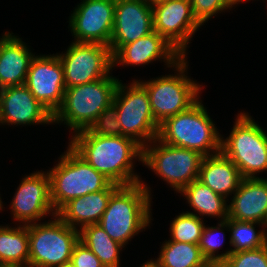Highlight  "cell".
Here are the masks:
<instances>
[{
    "mask_svg": "<svg viewBox=\"0 0 267 267\" xmlns=\"http://www.w3.org/2000/svg\"><path fill=\"white\" fill-rule=\"evenodd\" d=\"M71 137L69 146L112 183L124 186L142 182L134 173V159L142 162L143 147L133 138L107 127L85 129Z\"/></svg>",
    "mask_w": 267,
    "mask_h": 267,
    "instance_id": "obj_1",
    "label": "cell"
},
{
    "mask_svg": "<svg viewBox=\"0 0 267 267\" xmlns=\"http://www.w3.org/2000/svg\"><path fill=\"white\" fill-rule=\"evenodd\" d=\"M111 74L100 80L66 88L63 103L53 115V123L64 122L73 133L106 127L120 82Z\"/></svg>",
    "mask_w": 267,
    "mask_h": 267,
    "instance_id": "obj_2",
    "label": "cell"
},
{
    "mask_svg": "<svg viewBox=\"0 0 267 267\" xmlns=\"http://www.w3.org/2000/svg\"><path fill=\"white\" fill-rule=\"evenodd\" d=\"M151 188L143 182L119 186L111 195L99 225L123 245L152 222Z\"/></svg>",
    "mask_w": 267,
    "mask_h": 267,
    "instance_id": "obj_3",
    "label": "cell"
},
{
    "mask_svg": "<svg viewBox=\"0 0 267 267\" xmlns=\"http://www.w3.org/2000/svg\"><path fill=\"white\" fill-rule=\"evenodd\" d=\"M132 81L124 85L120 80L106 127L144 147L157 138L160 124L152 114L146 88L138 80Z\"/></svg>",
    "mask_w": 267,
    "mask_h": 267,
    "instance_id": "obj_4",
    "label": "cell"
},
{
    "mask_svg": "<svg viewBox=\"0 0 267 267\" xmlns=\"http://www.w3.org/2000/svg\"><path fill=\"white\" fill-rule=\"evenodd\" d=\"M157 138L171 146L198 151L203 156L221 152L222 136L200 99L189 109L166 118L159 125Z\"/></svg>",
    "mask_w": 267,
    "mask_h": 267,
    "instance_id": "obj_5",
    "label": "cell"
},
{
    "mask_svg": "<svg viewBox=\"0 0 267 267\" xmlns=\"http://www.w3.org/2000/svg\"><path fill=\"white\" fill-rule=\"evenodd\" d=\"M50 198L57 213L66 203L107 189L112 182L83 160L69 145L59 161L47 171Z\"/></svg>",
    "mask_w": 267,
    "mask_h": 267,
    "instance_id": "obj_6",
    "label": "cell"
},
{
    "mask_svg": "<svg viewBox=\"0 0 267 267\" xmlns=\"http://www.w3.org/2000/svg\"><path fill=\"white\" fill-rule=\"evenodd\" d=\"M187 63V58L183 57L172 68L176 71L174 74L154 77L148 81L138 80L148 92L152 114L159 124L189 109L201 99L199 94L203 85L187 76Z\"/></svg>",
    "mask_w": 267,
    "mask_h": 267,
    "instance_id": "obj_7",
    "label": "cell"
},
{
    "mask_svg": "<svg viewBox=\"0 0 267 267\" xmlns=\"http://www.w3.org/2000/svg\"><path fill=\"white\" fill-rule=\"evenodd\" d=\"M236 116L228 137L222 136L221 152L238 167L243 178H263L257 174L267 171V134L248 112Z\"/></svg>",
    "mask_w": 267,
    "mask_h": 267,
    "instance_id": "obj_8",
    "label": "cell"
},
{
    "mask_svg": "<svg viewBox=\"0 0 267 267\" xmlns=\"http://www.w3.org/2000/svg\"><path fill=\"white\" fill-rule=\"evenodd\" d=\"M203 158L198 151L171 146L156 138L143 147L142 164L180 193L198 180Z\"/></svg>",
    "mask_w": 267,
    "mask_h": 267,
    "instance_id": "obj_9",
    "label": "cell"
},
{
    "mask_svg": "<svg viewBox=\"0 0 267 267\" xmlns=\"http://www.w3.org/2000/svg\"><path fill=\"white\" fill-rule=\"evenodd\" d=\"M51 219L28 224V263L33 267H58L70 262L73 248L79 241L78 230L57 215Z\"/></svg>",
    "mask_w": 267,
    "mask_h": 267,
    "instance_id": "obj_10",
    "label": "cell"
},
{
    "mask_svg": "<svg viewBox=\"0 0 267 267\" xmlns=\"http://www.w3.org/2000/svg\"><path fill=\"white\" fill-rule=\"evenodd\" d=\"M57 55L64 68L66 88L100 80L113 70L112 53L104 44L73 41L65 53Z\"/></svg>",
    "mask_w": 267,
    "mask_h": 267,
    "instance_id": "obj_11",
    "label": "cell"
},
{
    "mask_svg": "<svg viewBox=\"0 0 267 267\" xmlns=\"http://www.w3.org/2000/svg\"><path fill=\"white\" fill-rule=\"evenodd\" d=\"M152 10L154 31L187 57L188 44L202 27L193 15L190 0H164L152 5Z\"/></svg>",
    "mask_w": 267,
    "mask_h": 267,
    "instance_id": "obj_12",
    "label": "cell"
},
{
    "mask_svg": "<svg viewBox=\"0 0 267 267\" xmlns=\"http://www.w3.org/2000/svg\"><path fill=\"white\" fill-rule=\"evenodd\" d=\"M114 15L115 0H81L69 17L73 41L109 46Z\"/></svg>",
    "mask_w": 267,
    "mask_h": 267,
    "instance_id": "obj_13",
    "label": "cell"
},
{
    "mask_svg": "<svg viewBox=\"0 0 267 267\" xmlns=\"http://www.w3.org/2000/svg\"><path fill=\"white\" fill-rule=\"evenodd\" d=\"M9 208L19 225L37 223L50 214L56 215L50 198L48 173L41 170L22 178Z\"/></svg>",
    "mask_w": 267,
    "mask_h": 267,
    "instance_id": "obj_14",
    "label": "cell"
},
{
    "mask_svg": "<svg viewBox=\"0 0 267 267\" xmlns=\"http://www.w3.org/2000/svg\"><path fill=\"white\" fill-rule=\"evenodd\" d=\"M24 85L54 115L63 103L66 89L64 68L57 53L35 55Z\"/></svg>",
    "mask_w": 267,
    "mask_h": 267,
    "instance_id": "obj_15",
    "label": "cell"
},
{
    "mask_svg": "<svg viewBox=\"0 0 267 267\" xmlns=\"http://www.w3.org/2000/svg\"><path fill=\"white\" fill-rule=\"evenodd\" d=\"M153 31L152 5L144 0H115L114 26L109 44L112 56L123 45Z\"/></svg>",
    "mask_w": 267,
    "mask_h": 267,
    "instance_id": "obj_16",
    "label": "cell"
},
{
    "mask_svg": "<svg viewBox=\"0 0 267 267\" xmlns=\"http://www.w3.org/2000/svg\"><path fill=\"white\" fill-rule=\"evenodd\" d=\"M53 124V114L25 85L0 89V125Z\"/></svg>",
    "mask_w": 267,
    "mask_h": 267,
    "instance_id": "obj_17",
    "label": "cell"
},
{
    "mask_svg": "<svg viewBox=\"0 0 267 267\" xmlns=\"http://www.w3.org/2000/svg\"><path fill=\"white\" fill-rule=\"evenodd\" d=\"M182 58L183 56L156 31L123 45L112 56L113 68L118 64L144 66L156 60L165 62L167 68H173Z\"/></svg>",
    "mask_w": 267,
    "mask_h": 267,
    "instance_id": "obj_18",
    "label": "cell"
},
{
    "mask_svg": "<svg viewBox=\"0 0 267 267\" xmlns=\"http://www.w3.org/2000/svg\"><path fill=\"white\" fill-rule=\"evenodd\" d=\"M228 205V218L267 227V178H243Z\"/></svg>",
    "mask_w": 267,
    "mask_h": 267,
    "instance_id": "obj_19",
    "label": "cell"
},
{
    "mask_svg": "<svg viewBox=\"0 0 267 267\" xmlns=\"http://www.w3.org/2000/svg\"><path fill=\"white\" fill-rule=\"evenodd\" d=\"M34 56L22 38L5 32L0 37V89L24 85Z\"/></svg>",
    "mask_w": 267,
    "mask_h": 267,
    "instance_id": "obj_20",
    "label": "cell"
},
{
    "mask_svg": "<svg viewBox=\"0 0 267 267\" xmlns=\"http://www.w3.org/2000/svg\"><path fill=\"white\" fill-rule=\"evenodd\" d=\"M118 187L119 185L112 183L105 190L77 197L66 203L56 215L78 231L85 226L99 223L112 193Z\"/></svg>",
    "mask_w": 267,
    "mask_h": 267,
    "instance_id": "obj_21",
    "label": "cell"
},
{
    "mask_svg": "<svg viewBox=\"0 0 267 267\" xmlns=\"http://www.w3.org/2000/svg\"><path fill=\"white\" fill-rule=\"evenodd\" d=\"M242 179L238 167L222 152L204 156L198 180L216 194L229 198L237 191Z\"/></svg>",
    "mask_w": 267,
    "mask_h": 267,
    "instance_id": "obj_22",
    "label": "cell"
},
{
    "mask_svg": "<svg viewBox=\"0 0 267 267\" xmlns=\"http://www.w3.org/2000/svg\"><path fill=\"white\" fill-rule=\"evenodd\" d=\"M181 196L185 197L187 203L192 210L187 213L196 215L200 218L216 217L219 221L228 218V199L216 194L208 186L202 184L199 180H195L186 186L181 192ZM196 212V213H195ZM198 213V214H197Z\"/></svg>",
    "mask_w": 267,
    "mask_h": 267,
    "instance_id": "obj_23",
    "label": "cell"
},
{
    "mask_svg": "<svg viewBox=\"0 0 267 267\" xmlns=\"http://www.w3.org/2000/svg\"><path fill=\"white\" fill-rule=\"evenodd\" d=\"M28 261V225H0V266L24 265Z\"/></svg>",
    "mask_w": 267,
    "mask_h": 267,
    "instance_id": "obj_24",
    "label": "cell"
},
{
    "mask_svg": "<svg viewBox=\"0 0 267 267\" xmlns=\"http://www.w3.org/2000/svg\"><path fill=\"white\" fill-rule=\"evenodd\" d=\"M153 267H201L207 260L198 244L165 240L157 259L148 260Z\"/></svg>",
    "mask_w": 267,
    "mask_h": 267,
    "instance_id": "obj_25",
    "label": "cell"
},
{
    "mask_svg": "<svg viewBox=\"0 0 267 267\" xmlns=\"http://www.w3.org/2000/svg\"><path fill=\"white\" fill-rule=\"evenodd\" d=\"M79 240L99 259L104 267H119L123 245L113 240L98 223L83 227Z\"/></svg>",
    "mask_w": 267,
    "mask_h": 267,
    "instance_id": "obj_26",
    "label": "cell"
},
{
    "mask_svg": "<svg viewBox=\"0 0 267 267\" xmlns=\"http://www.w3.org/2000/svg\"><path fill=\"white\" fill-rule=\"evenodd\" d=\"M230 232V246L225 253L222 254V262L225 261L231 253L239 251L254 250L267 244V227L265 224L252 221H239L227 218ZM256 225L262 229H255Z\"/></svg>",
    "mask_w": 267,
    "mask_h": 267,
    "instance_id": "obj_27",
    "label": "cell"
},
{
    "mask_svg": "<svg viewBox=\"0 0 267 267\" xmlns=\"http://www.w3.org/2000/svg\"><path fill=\"white\" fill-rule=\"evenodd\" d=\"M204 226L202 218L182 212L170 224V240L198 244Z\"/></svg>",
    "mask_w": 267,
    "mask_h": 267,
    "instance_id": "obj_28",
    "label": "cell"
},
{
    "mask_svg": "<svg viewBox=\"0 0 267 267\" xmlns=\"http://www.w3.org/2000/svg\"><path fill=\"white\" fill-rule=\"evenodd\" d=\"M217 224L218 225L214 227L204 226L202 230L201 238L198 243L201 253L207 261L222 262V254H218L219 253L218 249L224 243V239L226 236L224 230L228 232L229 225L226 220L220 221ZM218 235H219V238H218Z\"/></svg>",
    "mask_w": 267,
    "mask_h": 267,
    "instance_id": "obj_29",
    "label": "cell"
},
{
    "mask_svg": "<svg viewBox=\"0 0 267 267\" xmlns=\"http://www.w3.org/2000/svg\"><path fill=\"white\" fill-rule=\"evenodd\" d=\"M244 0H190L192 12L197 21L203 26L216 14L232 9Z\"/></svg>",
    "mask_w": 267,
    "mask_h": 267,
    "instance_id": "obj_30",
    "label": "cell"
},
{
    "mask_svg": "<svg viewBox=\"0 0 267 267\" xmlns=\"http://www.w3.org/2000/svg\"><path fill=\"white\" fill-rule=\"evenodd\" d=\"M223 262L226 267H267V244L254 250L231 253Z\"/></svg>",
    "mask_w": 267,
    "mask_h": 267,
    "instance_id": "obj_31",
    "label": "cell"
},
{
    "mask_svg": "<svg viewBox=\"0 0 267 267\" xmlns=\"http://www.w3.org/2000/svg\"><path fill=\"white\" fill-rule=\"evenodd\" d=\"M71 262L75 267H104L100 259L80 240L73 248Z\"/></svg>",
    "mask_w": 267,
    "mask_h": 267,
    "instance_id": "obj_32",
    "label": "cell"
},
{
    "mask_svg": "<svg viewBox=\"0 0 267 267\" xmlns=\"http://www.w3.org/2000/svg\"><path fill=\"white\" fill-rule=\"evenodd\" d=\"M201 267H226L224 262H220V261H216V262H212V261H207L203 266Z\"/></svg>",
    "mask_w": 267,
    "mask_h": 267,
    "instance_id": "obj_33",
    "label": "cell"
},
{
    "mask_svg": "<svg viewBox=\"0 0 267 267\" xmlns=\"http://www.w3.org/2000/svg\"><path fill=\"white\" fill-rule=\"evenodd\" d=\"M0 267H33V266L28 263L24 265H7V266H0Z\"/></svg>",
    "mask_w": 267,
    "mask_h": 267,
    "instance_id": "obj_34",
    "label": "cell"
},
{
    "mask_svg": "<svg viewBox=\"0 0 267 267\" xmlns=\"http://www.w3.org/2000/svg\"><path fill=\"white\" fill-rule=\"evenodd\" d=\"M146 3L150 4V5H154L156 3L162 2L164 0H144Z\"/></svg>",
    "mask_w": 267,
    "mask_h": 267,
    "instance_id": "obj_35",
    "label": "cell"
},
{
    "mask_svg": "<svg viewBox=\"0 0 267 267\" xmlns=\"http://www.w3.org/2000/svg\"><path fill=\"white\" fill-rule=\"evenodd\" d=\"M58 267H75V265L70 261V262L64 263Z\"/></svg>",
    "mask_w": 267,
    "mask_h": 267,
    "instance_id": "obj_36",
    "label": "cell"
},
{
    "mask_svg": "<svg viewBox=\"0 0 267 267\" xmlns=\"http://www.w3.org/2000/svg\"><path fill=\"white\" fill-rule=\"evenodd\" d=\"M140 267H153L148 261H146L145 263H143V265H141Z\"/></svg>",
    "mask_w": 267,
    "mask_h": 267,
    "instance_id": "obj_37",
    "label": "cell"
},
{
    "mask_svg": "<svg viewBox=\"0 0 267 267\" xmlns=\"http://www.w3.org/2000/svg\"><path fill=\"white\" fill-rule=\"evenodd\" d=\"M0 207H1V211L3 210V202H2V200H1V197H0Z\"/></svg>",
    "mask_w": 267,
    "mask_h": 267,
    "instance_id": "obj_38",
    "label": "cell"
}]
</instances>
